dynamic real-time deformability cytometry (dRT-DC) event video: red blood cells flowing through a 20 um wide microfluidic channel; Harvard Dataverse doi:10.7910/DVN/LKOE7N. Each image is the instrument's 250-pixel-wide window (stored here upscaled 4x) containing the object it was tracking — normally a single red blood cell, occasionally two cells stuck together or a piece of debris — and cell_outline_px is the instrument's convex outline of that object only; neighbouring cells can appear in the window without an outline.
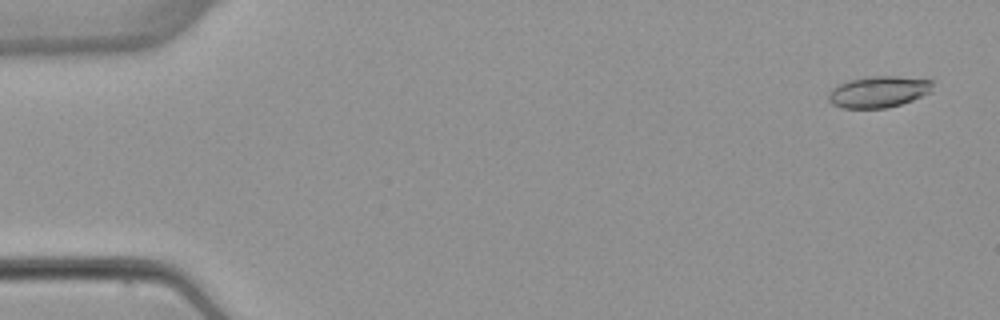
{"species": "common noctule bat (a hibernating species)", "species_latin": "Nyctalus noctula", "temperature_condition": "warm", "stored_images_in_passage": 5, "camera_frame_rate_fps": 3000, "um_per_image_px": 0.085, "animal": {"sex": "female", "body_mass_g": 22.7, "forearm_length_mm": 54.2}, "frame": {"image": 1, "passage_image": 1, "time_ms": 0.0, "image_size_px": [1000, 320], "cell_outline_px": [[932, 92], [912, 100], [888, 108], [844, 108], [832, 104], [828, 100], [828, 92], [832, 88], [848, 80], [868, 76], [896, 76], [932, 80]], "centroid_in_image_um": [74.67, 7.8], "position_along_channel_um": 10.3, "area_um2": 19.13}}
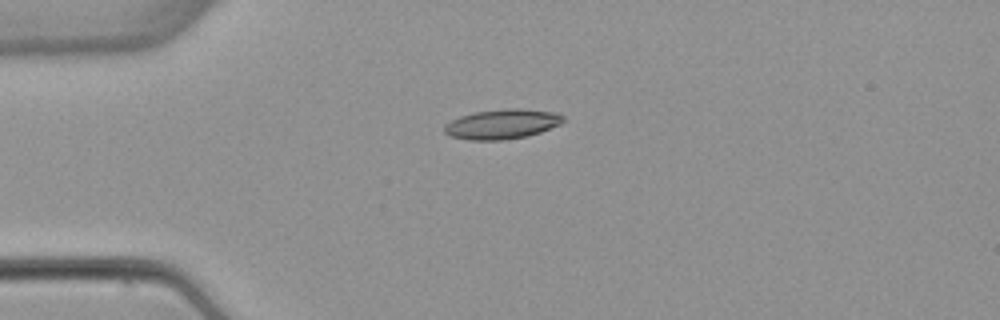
{"frame": {"image": 2, "passage_image": 4, "time_ms": 3.667, "image_size_px": [1000, 320], "cell_outline_px": [[564, 120], [560, 124], [540, 132], [528, 136], [504, 140], [468, 140], [448, 136], [444, 132], [444, 124], [460, 116], [472, 112], [508, 108], [524, 108], [556, 112], [564, 116]], "centroid_in_image_um": [42.66, 10.54], "position_along_channel_um": 42.3, "area_um2": 20.92}}